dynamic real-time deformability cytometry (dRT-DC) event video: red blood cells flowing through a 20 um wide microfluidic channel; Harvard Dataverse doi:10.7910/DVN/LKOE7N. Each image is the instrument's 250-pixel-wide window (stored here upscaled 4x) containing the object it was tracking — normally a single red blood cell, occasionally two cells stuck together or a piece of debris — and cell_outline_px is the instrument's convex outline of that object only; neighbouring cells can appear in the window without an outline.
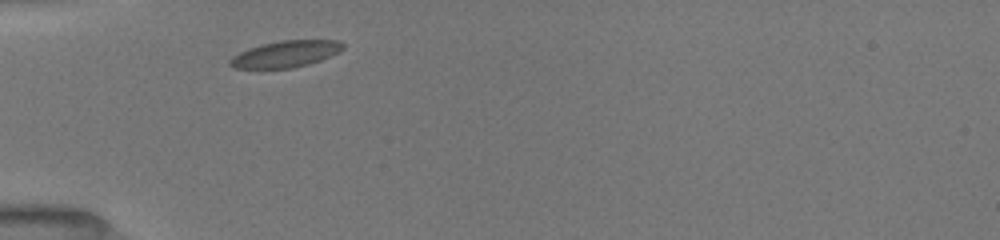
{"species": "common noctule bat (a hibernating species)", "species_latin": "Nyctalus noctula", "temperature_condition": "room temperature", "stored_images_in_passage": 54, "camera_frame_rate_fps": 3000, "um_per_image_px": 0.085, "animal": {"sex": "female", "body_mass_g": 19.5, "forearm_length_mm": 54.1}, "frame": {"image": 1, "passage_image": 1, "time_ms": 0.0, "image_size_px": [1000, 240], "cell_outline_px": [[344, 48], [340, 52], [320, 60], [308, 64], [292, 68], [236, 68], [228, 64], [228, 60], [232, 56], [248, 48], [260, 44], [280, 40], [340, 40], [344, 44]], "centroid_in_image_um": [24.28, 4.58], "position_along_channel_um": 60.7, "area_um2": 17.57}}
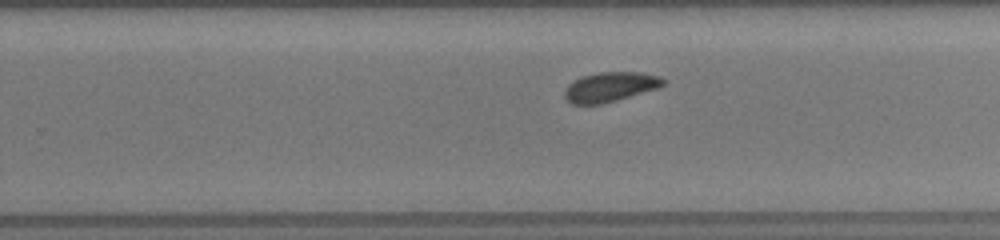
{"frame": {"image": 2, "passage_image": 30, "time_ms": 5.667, "image_size_px": [1000, 240], "cell_outline_px": [[664, 84], [656, 88], [616, 100], [600, 104], [572, 104], [564, 96], [564, 92], [568, 84], [584, 76], [600, 72], [640, 72], [660, 76], [664, 80]], "centroid_in_image_um": [51.85, 7.38], "position_along_channel_um": 278.0, "area_um2": 16.65}}
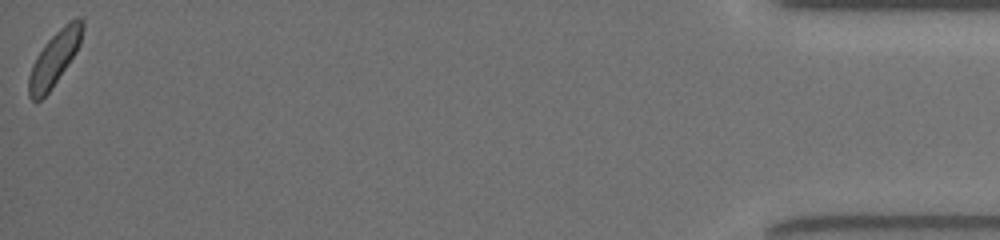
{"frame": {"image": 3, "passage_image": 53, "time_ms": 11.667, "image_size_px": [1000, 240], "cell_outline_px": [[84, 28], [80, 44], [76, 52], [68, 64], [48, 92], [40, 100], [32, 100], [28, 96], [28, 76], [32, 64], [36, 56], [44, 44], [68, 20], [76, 16], [80, 16], [84, 20]], "centroid_in_image_um": [4.64, 4.91], "position_along_channel_um": 430.6, "area_um2": 16.99}, "authors_computed_cell_mechanics": {"area_um2": 17.3111, "velocity_mm_per_s": 3.9577, "shape_relaxation_time_tau1_ms": 4.0337, "shape_relaxation_time_tau2_ms": 1.0799, "deformation_change_tau1": 0.1066, "deformation_change_tau2": 0.0625}}